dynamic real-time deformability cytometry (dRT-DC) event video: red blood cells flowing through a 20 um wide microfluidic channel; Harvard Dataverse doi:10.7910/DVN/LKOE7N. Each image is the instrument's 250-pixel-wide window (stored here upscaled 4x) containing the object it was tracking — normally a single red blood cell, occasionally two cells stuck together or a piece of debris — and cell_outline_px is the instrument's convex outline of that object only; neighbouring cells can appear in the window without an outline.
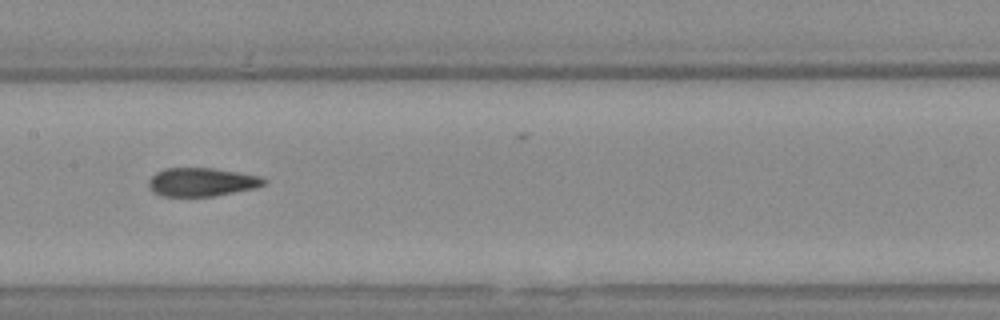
{"species": "Egyptian fruit bat (a non-hibernating species)", "species_latin": "Rousettus aegyptiacus", "temperature_condition": "warm", "stored_images_in_passage": 21, "camera_frame_rate_fps": 3000, "um_per_image_px": 0.085, "animal": {"sex": "female"}, "frame": {"image": 1, "passage_image": 12, "time_ms": 3.667, "image_size_px": [1000, 320], "cell_outline_px": [[268, 180], [264, 184], [256, 188], [212, 196], [160, 196], [152, 192], [148, 188], [148, 180], [156, 172], [164, 168], [212, 168], [260, 176]], "centroid_in_image_um": [17.1, 15.47], "position_along_channel_um": 190.3, "area_um2": 19.19}}